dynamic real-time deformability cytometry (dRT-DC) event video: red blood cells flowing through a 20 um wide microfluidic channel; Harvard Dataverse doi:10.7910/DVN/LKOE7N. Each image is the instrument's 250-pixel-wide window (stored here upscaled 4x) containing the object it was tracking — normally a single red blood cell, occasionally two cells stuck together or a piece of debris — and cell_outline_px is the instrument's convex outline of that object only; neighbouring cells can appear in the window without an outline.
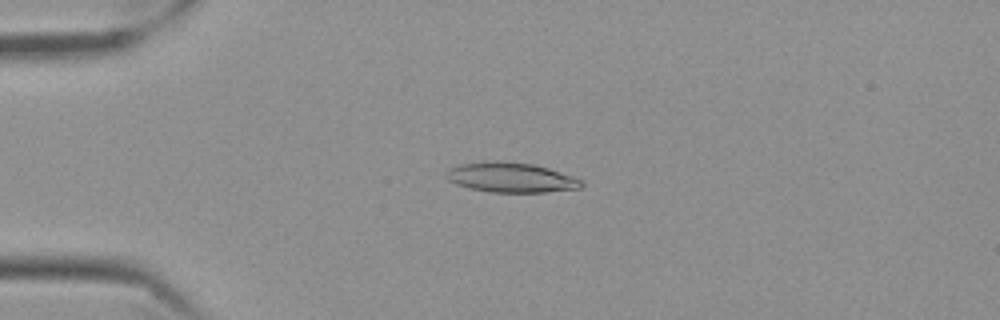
{"species": "Egyptian fruit bat (a non-hibernating species)", "species_latin": "Rousettus aegyptiacus", "temperature_condition": "cold", "stored_images_in_passage": 56, "camera_frame_rate_fps": 3000, "um_per_image_px": 0.085, "frame": {"image": 1, "passage_image": 13, "time_ms": 4.0, "image_size_px": [1000, 320], "cell_outline_px": [[584, 184], [580, 188], [544, 192], [492, 192], [468, 188], [456, 184], [448, 180], [448, 172], [452, 168], [460, 164], [532, 164], [548, 168], [584, 180]], "centroid_in_image_um": [43.53, 15.15], "position_along_channel_um": 41.5, "area_um2": 22.25}}
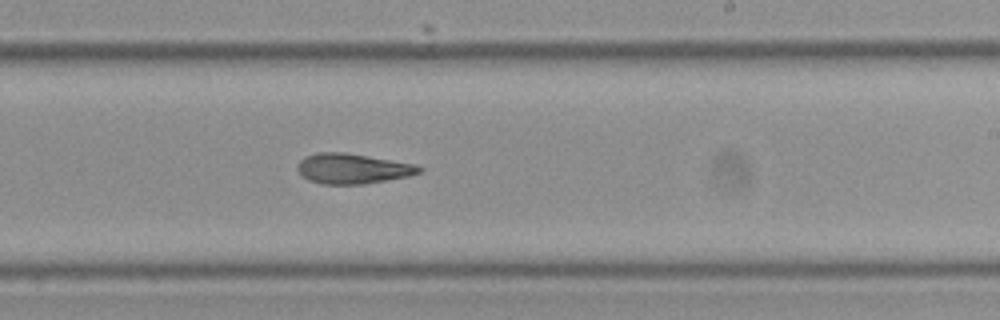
{"frame": {"image": 2, "passage_image": 34, "time_ms": 11.0, "image_size_px": [1000, 320], "cell_outline_px": [[424, 168], [420, 172], [408, 176], [364, 184], [320, 184], [308, 180], [296, 168], [300, 160], [304, 156], [316, 152], [344, 152], [416, 164]], "centroid_in_image_um": [29.95, 14.32], "position_along_channel_um": 259.0, "area_um2": 21.39}}
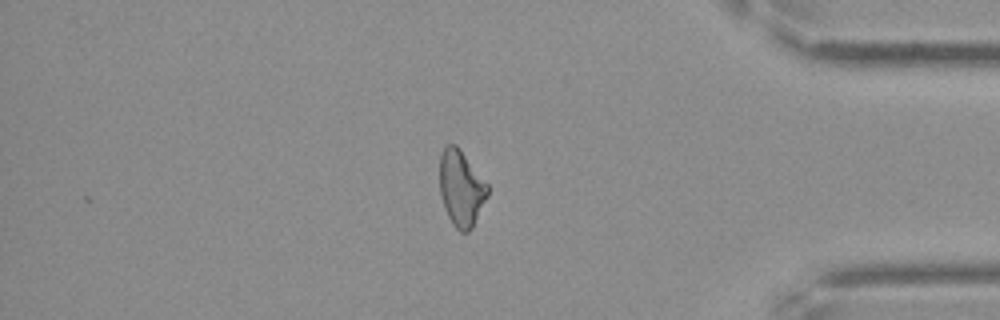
{"frame": {"image": 3, "passage_image": 48, "time_ms": 15.667, "image_size_px": [1000, 320], "cell_outline_px": [[488, 196], [472, 228], [468, 232], [460, 232], [452, 224], [444, 208], [440, 196], [440, 152], [448, 144], [456, 144], [460, 148], [488, 184]], "centroid_in_image_um": [39.19, 16.0], "position_along_channel_um": 396.0, "area_um2": 21.39}, "authors_computed_cell_mechanics": {"area_um2": 22.1374, "velocity_mm_per_s": 3.5129, "shape_relaxation_time_tau1_ms": null, "shape_relaxation_time_tau2_ms": 4.1146, "deformation_change_tau1": null, "deformation_change_tau2": 0.1322}}